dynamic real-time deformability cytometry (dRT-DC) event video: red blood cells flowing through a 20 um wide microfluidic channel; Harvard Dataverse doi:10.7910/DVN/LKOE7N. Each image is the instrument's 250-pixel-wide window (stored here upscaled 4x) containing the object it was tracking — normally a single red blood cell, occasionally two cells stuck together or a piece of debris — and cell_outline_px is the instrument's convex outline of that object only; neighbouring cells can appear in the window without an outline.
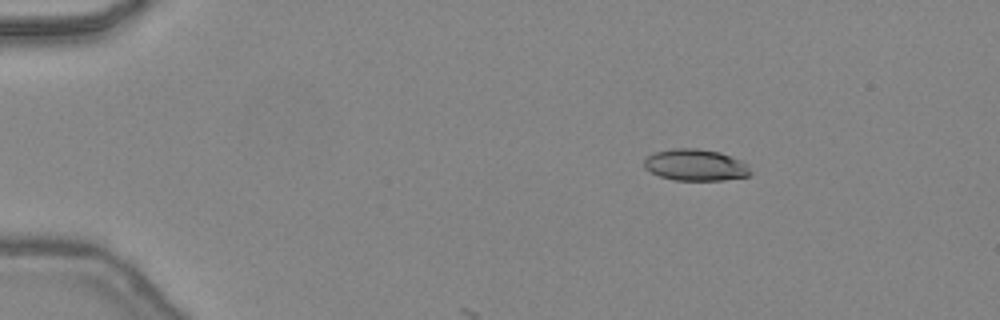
{"species": "common noctule bat (a hibernating species)", "species_latin": "Nyctalus noctula", "temperature_condition": "warm", "stored_images_in_passage": 4, "camera_frame_rate_fps": 3000, "um_per_image_px": 0.085, "animal": {"sex": "female", "body_mass_g": 24.6, "forearm_length_mm": 56.2}, "frame": {"image": 1, "passage_image": 1, "time_ms": 0.0, "image_size_px": [1000, 320], "cell_outline_px": [[752, 172], [748, 176], [724, 180], [676, 180], [660, 176], [644, 168], [644, 160], [648, 156], [656, 152], [672, 148], [696, 148], [720, 152], [740, 160]], "centroid_in_image_um": [59.1, 14.02], "position_along_channel_um": 25.9, "area_um2": 19.36}}